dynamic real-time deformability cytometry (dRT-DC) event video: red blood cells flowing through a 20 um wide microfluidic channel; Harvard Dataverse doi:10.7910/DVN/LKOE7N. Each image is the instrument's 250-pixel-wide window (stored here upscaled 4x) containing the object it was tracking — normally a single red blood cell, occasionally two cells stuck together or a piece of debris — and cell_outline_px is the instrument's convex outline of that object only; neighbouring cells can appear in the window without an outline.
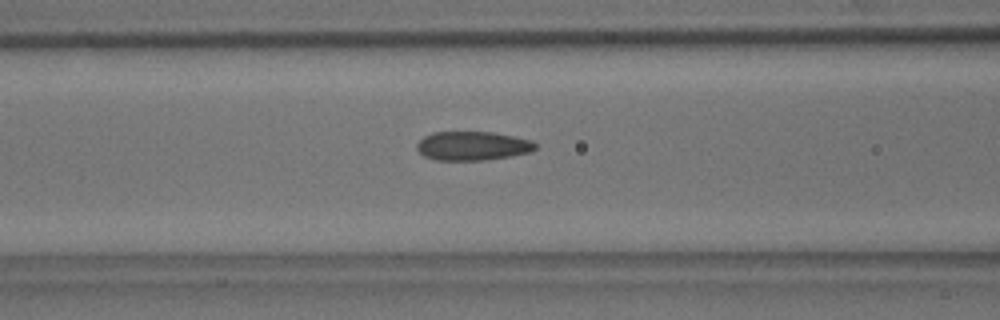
{"species": "common noctule bat (a hibernating species)", "species_latin": "Nyctalus noctula", "temperature_condition": "room temperature", "stored_images_in_passage": 17, "camera_frame_rate_fps": 3000, "um_per_image_px": 0.085, "animal": {"sex": "male", "body_mass_g": 18.8}, "frame": {"image": 1, "passage_image": 15, "time_ms": 4.667, "image_size_px": [1000, 320], "cell_outline_px": [[536, 148], [532, 152], [484, 160], [436, 160], [424, 156], [416, 148], [416, 144], [424, 136], [432, 132], [492, 132], [532, 140], [536, 144]], "centroid_in_image_um": [40.15, 12.4], "position_along_channel_um": 126.4, "area_um2": 19.94}}